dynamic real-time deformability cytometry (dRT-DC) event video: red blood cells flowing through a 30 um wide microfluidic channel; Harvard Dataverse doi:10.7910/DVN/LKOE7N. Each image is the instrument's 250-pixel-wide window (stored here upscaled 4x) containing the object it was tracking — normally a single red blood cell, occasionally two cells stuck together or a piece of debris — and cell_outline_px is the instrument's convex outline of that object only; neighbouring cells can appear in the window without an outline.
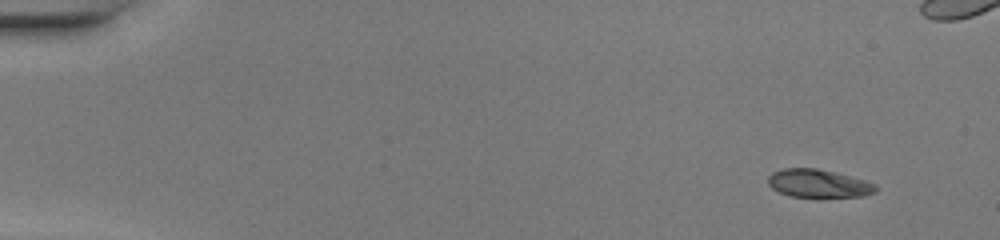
{"species": "common noctule bat (a hibernating species)", "species_latin": "Nyctalus noctula", "temperature_condition": "warm", "stored_images_in_passage": 46, "camera_frame_rate_fps": 3000, "um_per_image_px": 0.085, "animal": {"sex": "female", "body_mass_g": 20.0, "forearm_length_mm": 54.0}, "frame": {"image": 1, "passage_image": 1, "time_ms": 0.0, "image_size_px": [1000, 240], "cell_outline_px": [[876, 192], [864, 196], [788, 196], [772, 188], [768, 184], [768, 176], [772, 172], [784, 168], [816, 168], [864, 180], [876, 184]], "centroid_in_image_um": [69.53, 15.58], "position_along_channel_um": 15.5, "area_um2": 17.28}}
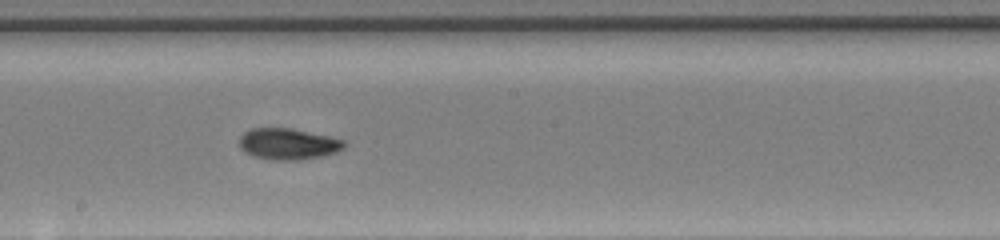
{"frame": {"image": 2, "passage_image": 25, "time_ms": 8.0, "image_size_px": [1000, 240], "cell_outline_px": [[348, 144], [344, 148], [336, 152], [320, 156], [296, 160], [276, 160], [252, 156], [244, 152], [240, 148], [240, 136], [244, 132], [252, 128], [292, 128], [328, 136], [344, 140]], "centroid_in_image_um": [24.48, 12.23], "position_along_channel_um": 223.7, "area_um2": 19.07}}
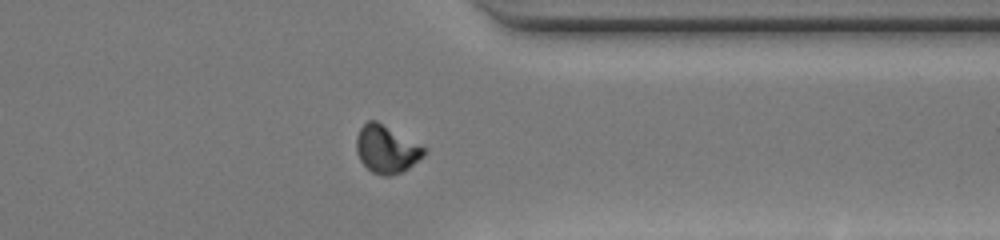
{"frame": {"image": 3, "passage_image": 36, "time_ms": 11.667, "image_size_px": [1000, 240], "cell_outline_px": [[428, 152], [424, 156], [408, 168], [400, 172], [388, 176], [384, 176], [372, 172], [360, 160], [356, 152], [356, 136], [360, 128], [368, 120], [376, 120], [428, 148]], "centroid_in_image_um": [32.87, 12.67], "position_along_channel_um": 378.5, "area_um2": 18.9}, "authors_computed_cell_mechanics": {"area_um2": 18.6405, "velocity_mm_per_s": 4.3098, "shape_relaxation_time_tau1_ms": 5.7532, "shape_relaxation_time_tau2_ms": 2.3786, "deformation_change_tau1": 0.2033, "deformation_change_tau2": 0.0645}}